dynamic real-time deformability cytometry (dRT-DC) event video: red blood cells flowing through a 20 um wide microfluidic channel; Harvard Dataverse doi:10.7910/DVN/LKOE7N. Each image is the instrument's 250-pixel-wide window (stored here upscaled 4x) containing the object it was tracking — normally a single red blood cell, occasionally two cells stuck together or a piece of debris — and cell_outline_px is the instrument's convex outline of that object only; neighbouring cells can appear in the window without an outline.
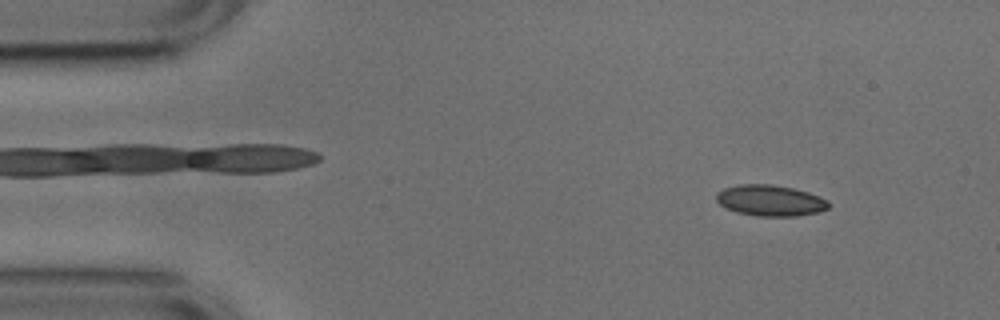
{"species": "common noctule bat (a hibernating species)", "species_latin": "Nyctalus noctula", "temperature_condition": "cold", "stored_images_in_passage": 52, "camera_frame_rate_fps": 3000, "um_per_image_px": 0.085, "animal": {"sex": "male", "body_mass_g": 17.9, "forearm_length_mm": 54.2}, "frame": {"image": 1, "passage_image": 5, "time_ms": 1.333, "image_size_px": [1000, 320], "cell_outline_px": [[828, 208], [816, 212], [796, 216], [756, 216], [736, 212], [720, 204], [716, 200], [716, 192], [724, 188], [740, 184], [772, 184], [792, 188], [808, 192], [820, 196], [828, 200]], "centroid_in_image_um": [65.45, 17.03], "position_along_channel_um": 19.5, "area_um2": 20.23}}
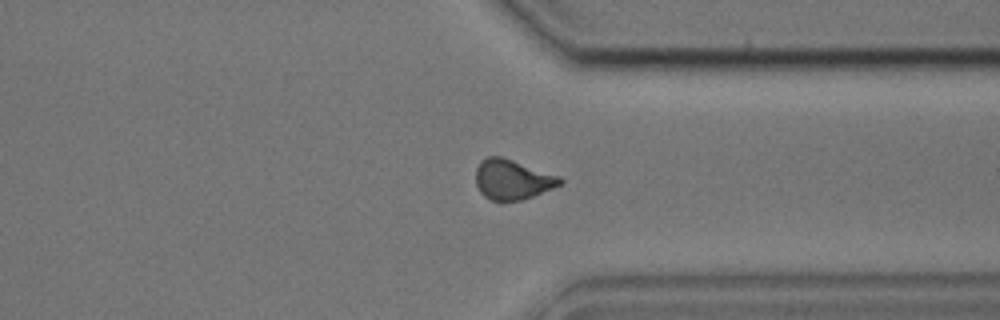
{"frame": {"image": 2, "passage_image": 39, "time_ms": 12.667, "image_size_px": [1000, 320], "cell_outline_px": [[564, 184], [532, 196], [520, 200], [492, 200], [484, 196], [480, 192], [476, 184], [476, 168], [480, 160], [488, 156], [500, 156], [560, 176], [564, 180]], "centroid_in_image_um": [43.56, 15.25], "position_along_channel_um": 367.8, "area_um2": 19.54}}
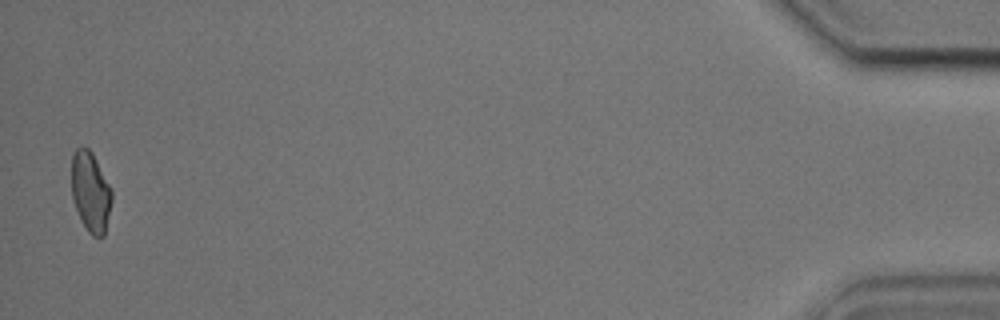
{"frame": {"image": 3, "passage_image": 51, "time_ms": 16.667, "image_size_px": [1000, 320], "cell_outline_px": [[112, 200], [104, 236], [92, 236], [88, 232], [80, 220], [72, 200], [72, 152], [76, 148], [88, 148], [92, 152], [112, 188]], "centroid_in_image_um": [7.7, 16.31], "position_along_channel_um": 427.5, "area_um2": 18.96}, "authors_computed_cell_mechanics": {"area_um2": 19.7965, "velocity_mm_per_s": 3.7598, "shape_relaxation_time_tau1_ms": 4.6167, "shape_relaxation_time_tau2_ms": 1.5415, "deformation_change_tau1": 0.0867, "deformation_change_tau2": 0.0734}}